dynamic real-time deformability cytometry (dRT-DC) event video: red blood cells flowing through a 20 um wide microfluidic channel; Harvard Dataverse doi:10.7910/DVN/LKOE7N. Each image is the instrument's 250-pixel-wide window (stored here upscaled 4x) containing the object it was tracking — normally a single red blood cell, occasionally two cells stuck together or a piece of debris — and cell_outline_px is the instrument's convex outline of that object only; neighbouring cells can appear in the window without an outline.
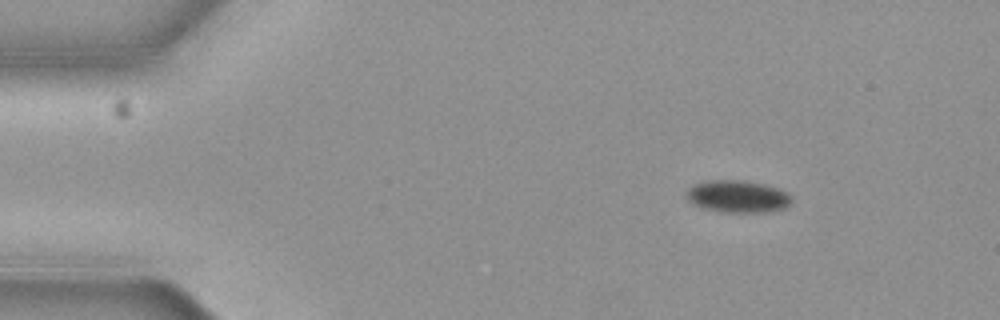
{"species": "common noctule bat (a hibernating species)", "species_latin": "Nyctalus noctula", "temperature_condition": "cold", "stored_images_in_passage": 3, "camera_frame_rate_fps": 3000, "um_per_image_px": 0.085, "animal": {"sex": "female", "body_mass_g": 19.3, "forearm_length_mm": 54.1}, "frame": {"image": 1, "passage_image": 1, "time_ms": 0.0, "image_size_px": [1000, 320], "cell_outline_px": [[792, 200], [788, 208], [768, 212], [716, 212], [700, 208], [692, 204], [684, 196], [688, 188], [692, 184], [704, 180], [744, 180], [764, 184], [788, 192], [792, 196]], "centroid_in_image_um": [62.66, 16.7], "position_along_channel_um": 22.3, "area_um2": 20.4}}
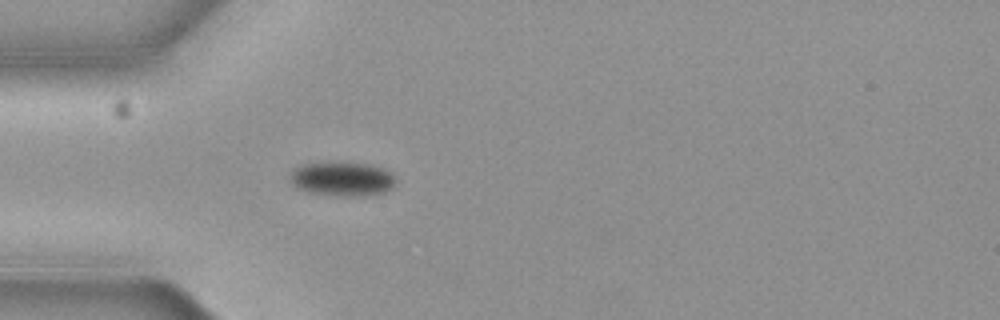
{"frame": {"image": 2, "passage_image": 3, "time_ms": 0.667, "image_size_px": [1000, 320], "cell_outline_px": [[396, 184], [392, 188], [384, 192], [356, 196], [340, 196], [308, 192], [292, 184], [292, 172], [296, 168], [304, 164], [372, 164], [384, 168], [392, 172], [396, 180]], "centroid_in_image_um": [29.18, 15.23], "position_along_channel_um": 55.8, "area_um2": 20.46}}